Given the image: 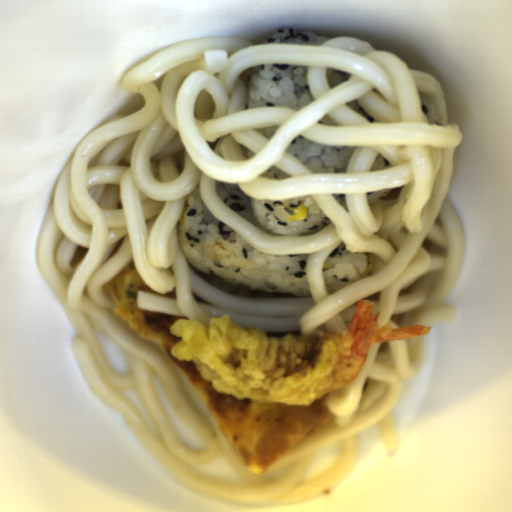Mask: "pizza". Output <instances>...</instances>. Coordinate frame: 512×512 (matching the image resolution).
Returning a JSON list of instances; mask_svg holds the SVG:
<instances>
[{"instance_id":"1","label":"pizza","mask_w":512,"mask_h":512,"mask_svg":"<svg viewBox=\"0 0 512 512\" xmlns=\"http://www.w3.org/2000/svg\"><path fill=\"white\" fill-rule=\"evenodd\" d=\"M114 303L113 313L134 331L160 346L181 376L209 409L237 453L245 471L266 472L301 440L333 420L335 413L321 398L306 407L261 405L223 397L194 363L171 355L176 342L171 326L175 315L144 311L138 294L153 291L132 260L104 284Z\"/></svg>"},{"instance_id":"2","label":"pizza","mask_w":512,"mask_h":512,"mask_svg":"<svg viewBox=\"0 0 512 512\" xmlns=\"http://www.w3.org/2000/svg\"><path fill=\"white\" fill-rule=\"evenodd\" d=\"M190 266V265H189ZM192 271L196 273L198 276L203 278L205 281L210 283L211 285L217 287L218 289L230 293L239 298H290V297H298L291 293H267L263 291H258L254 289H247L240 286L233 285L228 283L218 275L206 273L203 271H199L194 267L190 266Z\"/></svg>"}]
</instances>
